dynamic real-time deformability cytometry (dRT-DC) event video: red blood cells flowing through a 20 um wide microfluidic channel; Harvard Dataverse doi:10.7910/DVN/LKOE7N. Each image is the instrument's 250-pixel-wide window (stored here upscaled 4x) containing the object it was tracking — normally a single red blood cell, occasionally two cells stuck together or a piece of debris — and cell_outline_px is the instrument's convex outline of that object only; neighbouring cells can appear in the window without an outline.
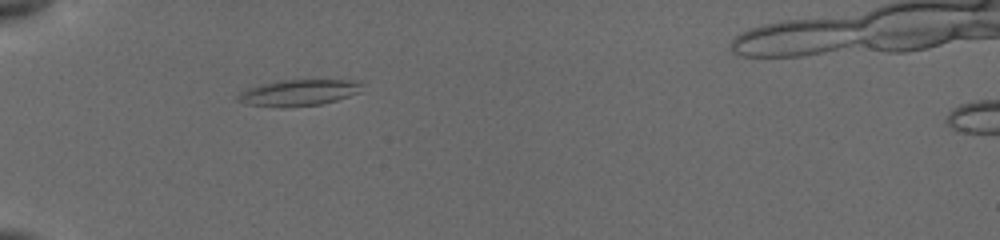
{"species": "common noctule bat (a hibernating species)", "species_latin": "Nyctalus noctula", "temperature_condition": "cold", "stored_images_in_passage": 5, "camera_frame_rate_fps": 3000, "um_per_image_px": 0.085, "animal": {"sex": "female", "body_mass_g": 19.5, "forearm_length_mm": 54.1}, "frame": {"image": 1, "passage_image": 3, "time_ms": 0.333, "image_size_px": [1000, 240], "cell_outline_px": [[360, 92], [336, 100], [320, 104], [280, 108], [244, 104], [236, 100], [236, 96], [240, 92], [248, 88], [264, 84], [284, 80], [352, 80], [360, 84]], "centroid_in_image_um": [25.31, 7.9], "position_along_channel_um": 59.7, "area_um2": 18.79}}